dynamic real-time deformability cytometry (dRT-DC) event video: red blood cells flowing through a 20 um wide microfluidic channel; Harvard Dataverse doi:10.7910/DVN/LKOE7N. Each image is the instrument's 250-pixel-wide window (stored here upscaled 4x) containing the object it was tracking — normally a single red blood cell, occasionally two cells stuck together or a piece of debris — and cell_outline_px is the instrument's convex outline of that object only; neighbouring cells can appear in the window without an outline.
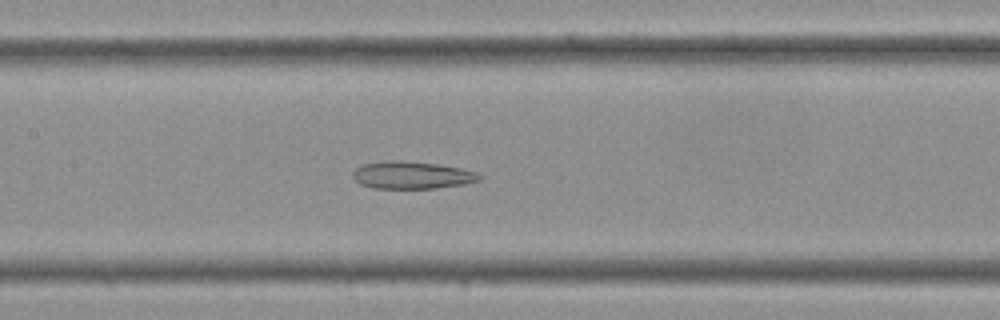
{"species": "Egyptian fruit bat (a non-hibernating species)", "species_latin": "Rousettus aegyptiacus", "temperature_condition": "cold", "stored_images_in_passage": 35, "camera_frame_rate_fps": 3000, "um_per_image_px": 0.085, "frame": {"image": 1, "passage_image": 16, "time_ms": 5.0, "image_size_px": [1000, 320], "cell_outline_px": [[484, 176], [480, 180], [464, 184], [436, 188], [372, 188], [360, 184], [352, 176], [352, 172], [356, 168], [364, 164], [384, 160], [400, 160], [440, 164], [460, 168], [476, 172]], "centroid_in_image_um": [35.02, 14.88], "position_along_channel_um": 172.4, "area_um2": 20.35}}
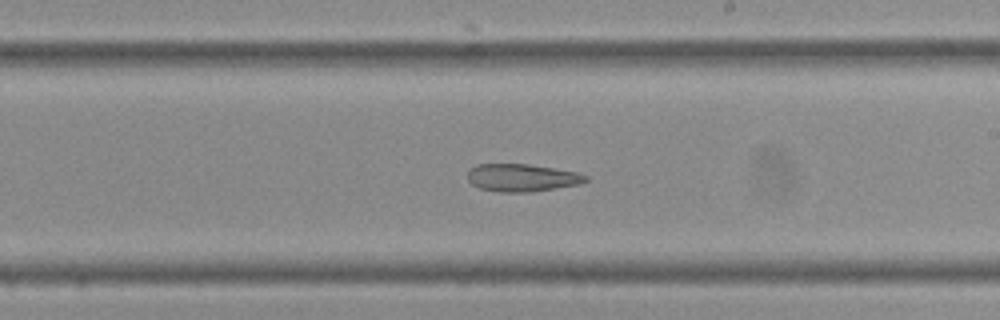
{"frame": {"image": 2, "passage_image": 20, "time_ms": 6.333, "image_size_px": [1000, 320], "cell_outline_px": [[588, 180], [580, 184], [528, 192], [500, 192], [480, 188], [472, 184], [468, 180], [468, 168], [476, 164], [528, 164], [576, 172], [588, 176]], "centroid_in_image_um": [44.33, 15.1], "position_along_channel_um": 244.7, "area_um2": 18.9}}
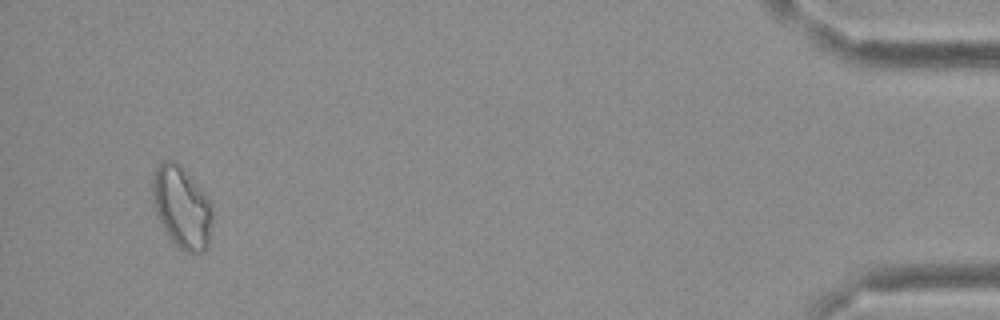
{"frame": {"image": 3, "passage_image": 34, "time_ms": 11.0, "image_size_px": [1000, 320], "cell_outline_px": [[212, 220], [208, 244], [200, 252], [188, 252], [180, 248], [168, 236], [152, 204], [152, 176], [156, 168], [164, 160], [176, 160], [196, 184], [208, 200], [212, 208]], "centroid_in_image_um": [15.42, 17.59], "position_along_channel_um": 419.8, "area_um2": 28.03}}